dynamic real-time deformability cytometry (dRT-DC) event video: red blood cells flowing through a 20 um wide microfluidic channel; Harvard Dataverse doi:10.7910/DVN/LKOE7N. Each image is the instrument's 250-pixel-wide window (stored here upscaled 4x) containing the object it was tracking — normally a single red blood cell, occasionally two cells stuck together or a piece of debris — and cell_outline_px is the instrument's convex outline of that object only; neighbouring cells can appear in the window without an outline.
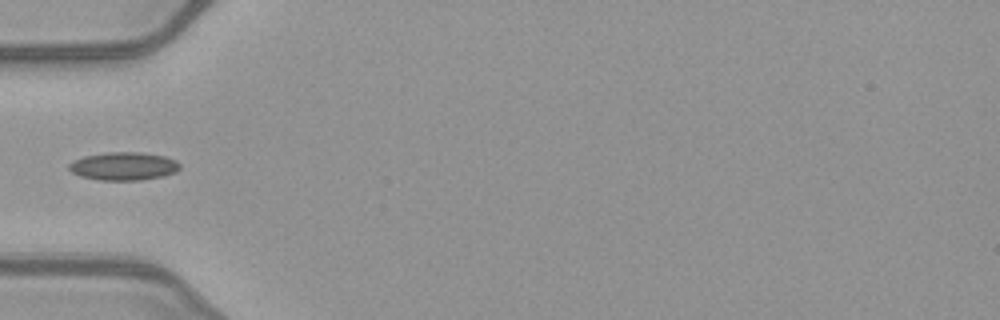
{"species": "common noctule bat (a hibernating species)", "species_latin": "Nyctalus noctula", "temperature_condition": "warm", "stored_images_in_passage": 30, "camera_frame_rate_fps": 3000, "um_per_image_px": 0.085, "animal": {"sex": "female", "body_mass_g": 21.9}, "frame": {"image": 1, "passage_image": 1, "time_ms": 0.0, "image_size_px": [1000, 320], "cell_outline_px": [[180, 168], [176, 172], [164, 176], [140, 180], [100, 180], [80, 176], [72, 172], [68, 168], [68, 164], [72, 160], [84, 156], [108, 152], [140, 152], [164, 156], [176, 160], [180, 164]], "centroid_in_image_um": [10.5, 14.12], "position_along_channel_um": 74.5, "area_um2": 18.26}}
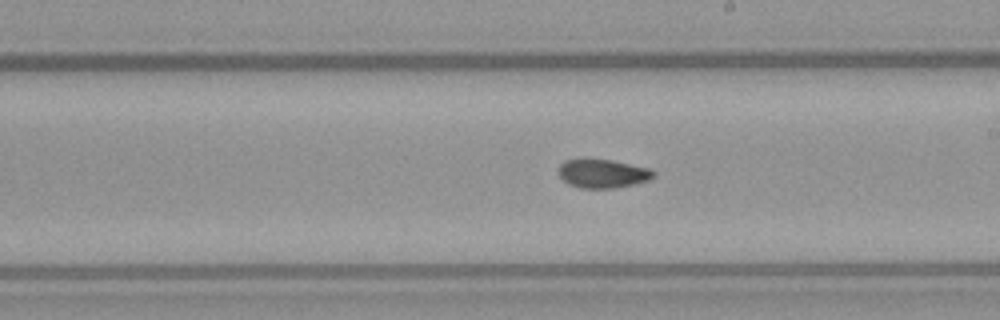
{"frame": {"image": 2, "passage_image": 13, "time_ms": 4.0, "image_size_px": [1000, 320], "cell_outline_px": [[656, 176], [648, 180], [636, 184], [612, 188], [580, 188], [568, 184], [560, 176], [560, 164], [564, 160], [584, 156], [612, 160], [648, 168], [656, 172]], "centroid_in_image_um": [51.21, 14.71], "position_along_channel_um": 237.8, "area_um2": 16.36}}
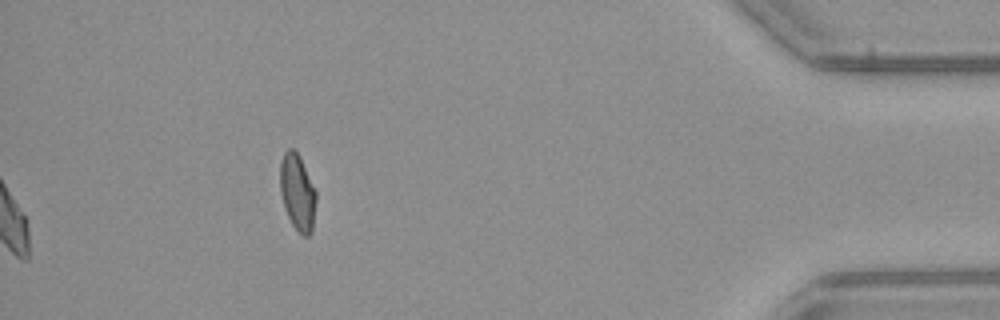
{"frame": {"image": 3, "passage_image": 30, "time_ms": 9.667, "image_size_px": [1000, 320], "cell_outline_px": [[316, 200], [312, 232], [308, 236], [300, 236], [292, 224], [284, 208], [280, 192], [280, 164], [284, 152], [288, 148], [292, 148], [300, 156], [316, 192]], "centroid_in_image_um": [25.28, 16.37], "position_along_channel_um": 409.9, "area_um2": 16.13}}